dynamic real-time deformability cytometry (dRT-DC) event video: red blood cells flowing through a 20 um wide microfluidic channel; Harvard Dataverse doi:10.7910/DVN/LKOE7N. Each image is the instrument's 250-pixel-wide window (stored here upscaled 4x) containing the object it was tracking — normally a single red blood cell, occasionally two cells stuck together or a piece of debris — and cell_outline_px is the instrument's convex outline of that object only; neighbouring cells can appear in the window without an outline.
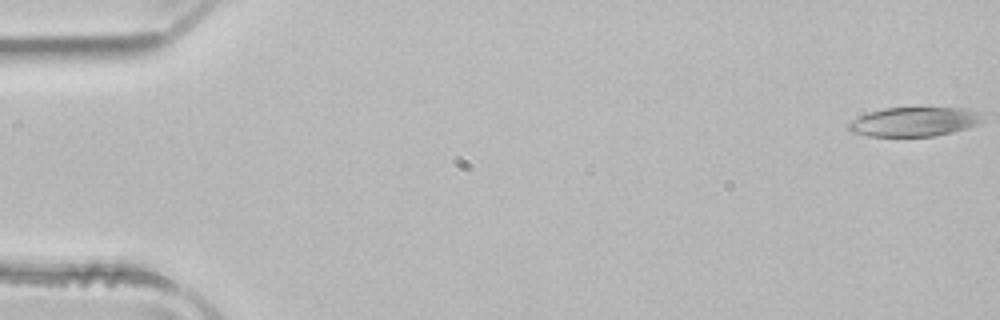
{"species": "common noctule bat (a hibernating species)", "species_latin": "Nyctalus noctula", "temperature_condition": "room temperature", "stored_images_in_passage": 51, "camera_frame_rate_fps": 3000, "um_per_image_px": 0.085, "animal": {"sex": "male", "body_mass_g": 21.5, "forearm_length_mm": 52.0}, "frame": {"image": 1, "passage_image": 1, "time_ms": 0.0, "image_size_px": [1000, 320], "cell_outline_px": [[980, 124], [968, 128], [936, 136], [868, 136], [852, 132], [848, 128], [848, 124], [852, 120], [868, 112], [884, 108], [964, 108], [976, 112], [980, 116]], "centroid_in_image_um": [77.68, 10.35], "position_along_channel_um": 7.3, "area_um2": 22.6}}
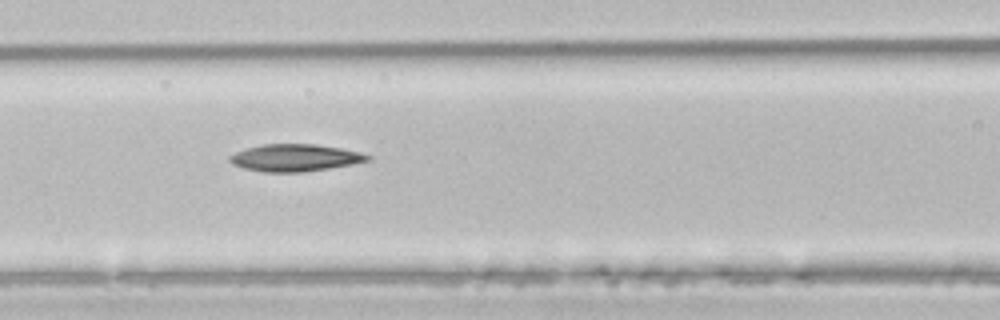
{"frame": {"image": 2, "passage_image": 22, "time_ms": 7.0, "image_size_px": [1000, 320], "cell_outline_px": [[372, 160], [352, 164], [304, 172], [264, 172], [244, 168], [232, 164], [228, 160], [228, 156], [244, 148], [260, 144], [316, 144], [340, 148], [360, 152], [372, 156]], "centroid_in_image_um": [25.06, 13.4], "position_along_channel_um": 141.5, "area_um2": 21.96}}
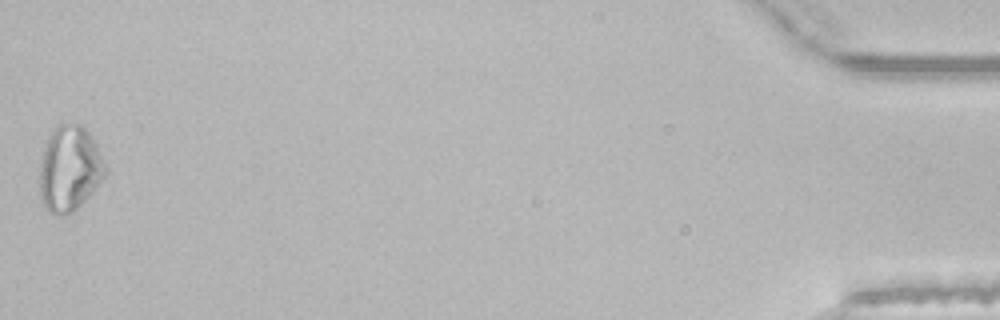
{"frame": {"image": 3, "passage_image": 51, "time_ms": 16.667, "image_size_px": [1000, 320], "cell_outline_px": [[108, 172], [92, 192], [72, 212], [56, 216], [48, 212], [44, 204], [40, 192], [40, 164], [48, 140], [52, 132], [60, 124], [80, 124], [92, 136], [108, 168]], "centroid_in_image_um": [5.94, 14.35], "position_along_channel_um": 429.3, "area_um2": 32.19}, "authors_computed_cell_mechanics": {"area_um2": 22.9466, "velocity_mm_per_s": 3.9888, "shape_relaxation_time_tau1_ms": null, "shape_relaxation_time_tau2_ms": 5.1453, "deformation_change_tau1": null, "deformation_change_tau2": 0.1465}}